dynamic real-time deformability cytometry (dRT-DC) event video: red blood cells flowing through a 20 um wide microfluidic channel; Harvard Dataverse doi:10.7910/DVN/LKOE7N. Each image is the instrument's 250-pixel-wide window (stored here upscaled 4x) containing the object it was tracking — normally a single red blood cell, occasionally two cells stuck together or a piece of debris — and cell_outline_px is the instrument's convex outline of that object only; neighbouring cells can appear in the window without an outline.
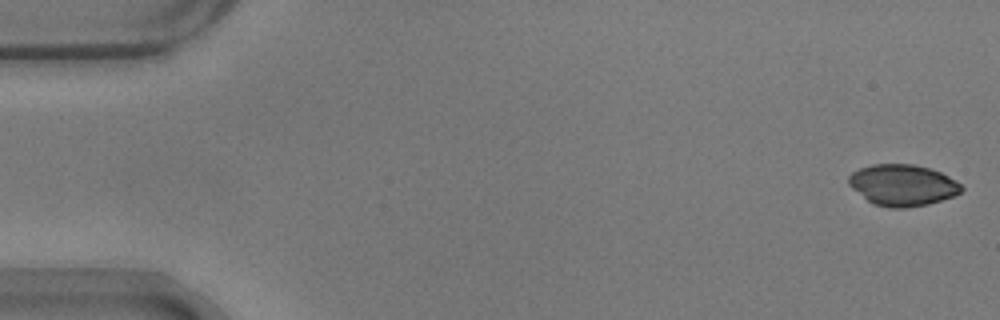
{"species": "common noctule bat (a hibernating species)", "species_latin": "Nyctalus noctula", "temperature_condition": "warm", "stored_images_in_passage": 54, "camera_frame_rate_fps": 3000, "um_per_image_px": 0.085, "animal": {"sex": "male", "body_mass_g": 17.9}, "frame": {"image": 1, "passage_image": 1, "time_ms": 0.0, "image_size_px": [1000, 320], "cell_outline_px": [[964, 188], [960, 192], [952, 196], [928, 204], [904, 208], [888, 208], [872, 204], [852, 188], [848, 184], [848, 176], [852, 172], [860, 168], [872, 164], [912, 164], [928, 168], [940, 172], [956, 180]], "centroid_in_image_um": [76.69, 15.74], "position_along_channel_um": 8.3, "area_um2": 27.11}}
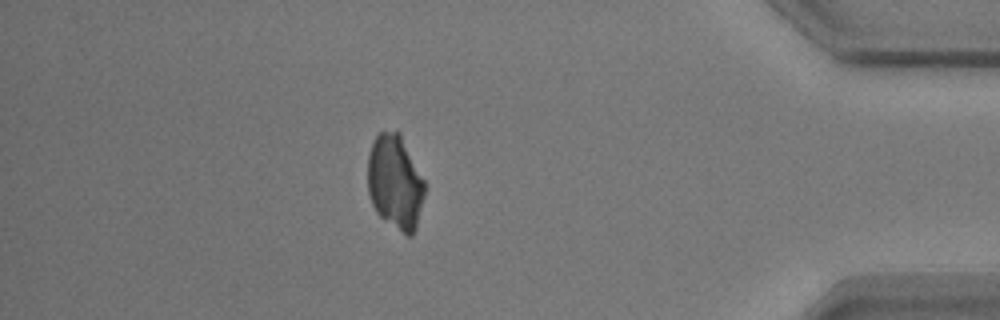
{"frame": {"image": 2, "passage_image": 47, "time_ms": 15.333, "image_size_px": [1000, 320], "cell_outline_px": [[424, 196], [416, 228], [412, 236], [408, 236], [384, 220], [376, 212], [372, 204], [368, 192], [368, 156], [372, 144], [376, 136], [380, 132], [400, 132], [424, 180]], "centroid_in_image_um": [33.58, 15.5], "position_along_channel_um": 401.6, "area_um2": 31.15}}